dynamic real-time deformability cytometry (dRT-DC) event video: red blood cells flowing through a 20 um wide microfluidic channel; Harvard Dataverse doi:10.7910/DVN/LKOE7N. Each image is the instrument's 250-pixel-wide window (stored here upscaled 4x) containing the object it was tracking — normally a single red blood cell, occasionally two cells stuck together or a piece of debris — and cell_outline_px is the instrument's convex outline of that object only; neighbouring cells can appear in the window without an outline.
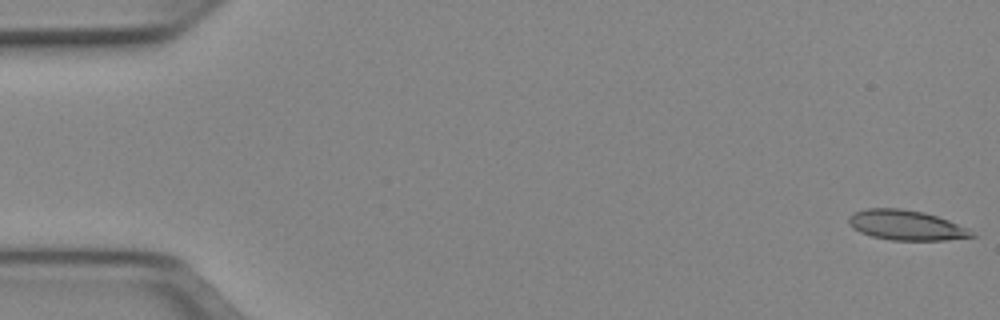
{"species": "Egyptian fruit bat (a non-hibernating species)", "species_latin": "Rousettus aegyptiacus", "temperature_condition": "cold", "stored_images_in_passage": 5, "segment_of_instrument_passage": [2, 2], "camera_frame_rate_fps": 3000, "um_per_image_px": 0.085, "animal": {"sex": "female"}, "frame": {"image": 1, "passage_image": 5, "time_ms": 1.333, "image_size_px": [1000, 320], "cell_outline_px": [[976, 236], [944, 240], [892, 240], [872, 236], [860, 232], [852, 228], [848, 224], [848, 216], [852, 212], [868, 208], [900, 208], [924, 212], [948, 220], [968, 228]], "centroid_in_image_um": [76.97, 19.13], "position_along_channel_um": 8.0, "area_um2": 21.5}}